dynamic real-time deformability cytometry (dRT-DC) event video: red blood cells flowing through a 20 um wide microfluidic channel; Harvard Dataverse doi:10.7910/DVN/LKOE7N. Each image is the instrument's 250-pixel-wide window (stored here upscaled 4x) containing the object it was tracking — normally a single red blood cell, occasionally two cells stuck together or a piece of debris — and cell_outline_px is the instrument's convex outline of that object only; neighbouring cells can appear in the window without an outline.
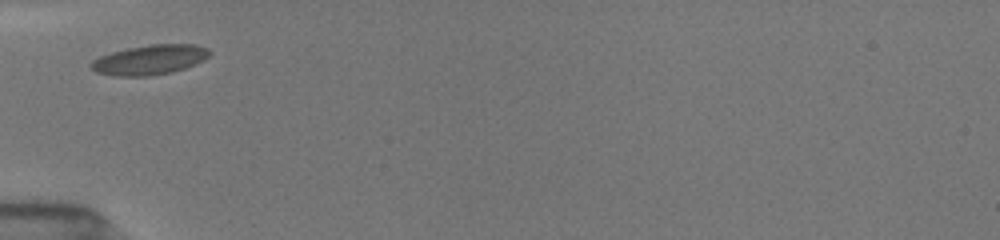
{"species": "common noctule bat (a hibernating species)", "species_latin": "Nyctalus noctula", "temperature_condition": "room temperature", "stored_images_in_passage": 18, "camera_frame_rate_fps": 3000, "um_per_image_px": 0.085, "animal": {"sex": "female", "body_mass_g": 19.5, "forearm_length_mm": 54.1}, "frame": {"image": 1, "passage_image": 1, "time_ms": 0.0, "image_size_px": [1000, 240], "cell_outline_px": [[212, 52], [204, 60], [184, 68], [172, 72], [148, 76], [116, 76], [96, 72], [88, 68], [88, 64], [92, 60], [100, 56], [112, 52], [128, 48], [152, 44], [196, 44], [208, 48]], "centroid_in_image_um": [12.7, 5.08], "position_along_channel_um": 72.3, "area_um2": 20.69}}
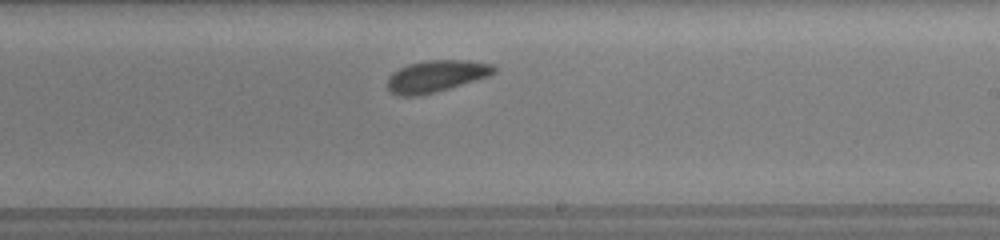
{"frame": {"image": 2, "passage_image": 11, "time_ms": 4.667, "image_size_px": [1000, 240], "cell_outline_px": [[496, 72], [488, 76], [436, 92], [416, 96], [400, 96], [392, 92], [388, 88], [388, 76], [392, 72], [408, 64], [428, 60], [468, 60], [492, 64], [496, 68]], "centroid_in_image_um": [37.07, 6.47], "position_along_channel_um": 251.9, "area_um2": 19.59}}
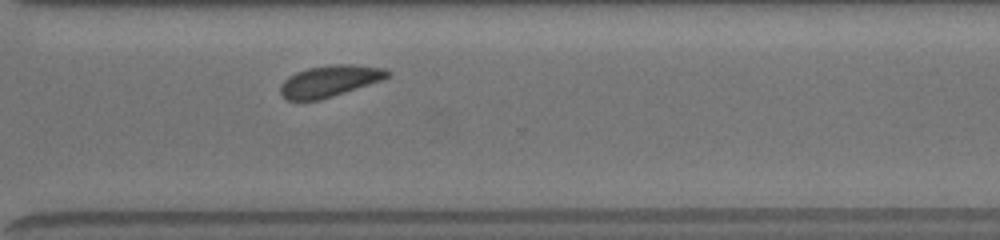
{"frame": {"image": 3, "passage_image": 18, "time_ms": 7.0, "image_size_px": [1000, 240], "cell_outline_px": [[392, 76], [320, 100], [288, 100], [280, 92], [280, 84], [288, 76], [296, 72], [308, 68], [332, 64], [352, 64], [384, 68], [392, 72]], "centroid_in_image_um": [28.02, 6.87], "position_along_channel_um": 342.6, "area_um2": 19.48}}